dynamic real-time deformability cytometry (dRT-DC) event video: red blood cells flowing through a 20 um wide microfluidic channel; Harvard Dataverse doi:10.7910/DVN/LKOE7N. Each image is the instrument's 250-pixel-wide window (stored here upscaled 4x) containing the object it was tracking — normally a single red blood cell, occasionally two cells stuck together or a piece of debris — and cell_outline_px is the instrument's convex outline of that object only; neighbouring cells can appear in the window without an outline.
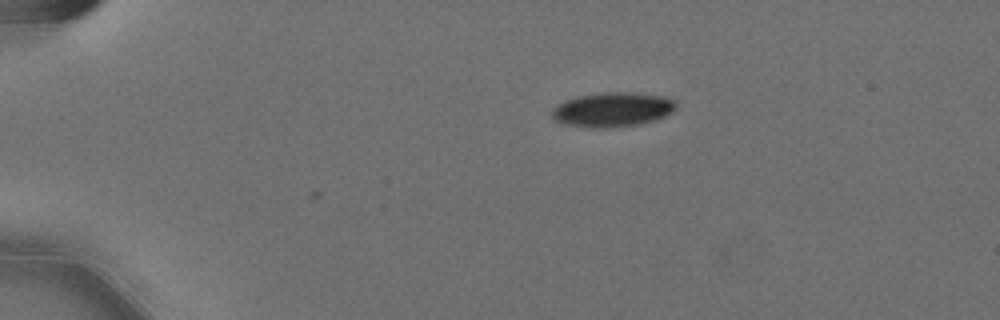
{"species": "Egyptian fruit bat (a non-hibernating species)", "species_latin": "Rousettus aegyptiacus", "temperature_condition": "cold", "stored_images_in_passage": 6, "camera_frame_rate_fps": 3000, "um_per_image_px": 0.085, "animal": {"sex": "female"}, "frame": {"image": 1, "passage_image": 6, "time_ms": 1.667, "image_size_px": [1000, 320], "cell_outline_px": [[676, 108], [672, 112], [656, 120], [640, 124], [612, 128], [588, 128], [564, 124], [552, 120], [552, 108], [556, 104], [564, 100], [580, 96], [600, 92], [628, 92], [664, 96], [676, 100]], "centroid_in_image_um": [52.04, 9.32], "position_along_channel_um": 33.0, "area_um2": 25.37}}